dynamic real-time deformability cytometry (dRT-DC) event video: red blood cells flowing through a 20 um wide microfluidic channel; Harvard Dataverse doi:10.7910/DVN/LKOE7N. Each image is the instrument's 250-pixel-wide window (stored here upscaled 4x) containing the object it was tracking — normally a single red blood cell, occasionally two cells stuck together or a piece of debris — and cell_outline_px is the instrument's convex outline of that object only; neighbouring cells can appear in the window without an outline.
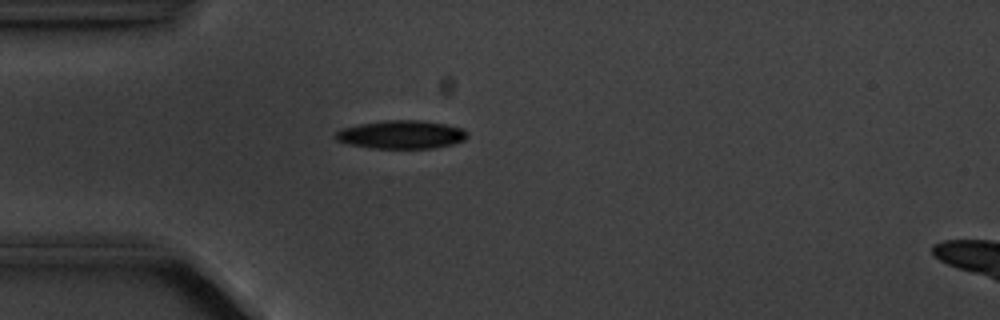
{"species": "common noctule bat (a hibernating species)", "species_latin": "Nyctalus noctula", "temperature_condition": "cold", "stored_images_in_passage": 4, "camera_frame_rate_fps": 3000, "um_per_image_px": 0.085, "animal": {"sex": "male", "body_mass_g": 20.1, "forearm_length_mm": 53.5}, "frame": {"image": 1, "passage_image": 4, "time_ms": 3.667, "image_size_px": [1000, 320], "cell_outline_px": [[468, 136], [464, 140], [452, 144], [432, 148], [372, 148], [348, 144], [336, 140], [332, 136], [340, 128], [360, 124], [384, 120], [420, 120], [444, 124], [464, 128], [468, 132]], "centroid_in_image_um": [34.09, 11.43], "position_along_channel_um": 50.9, "area_um2": 21.85}}